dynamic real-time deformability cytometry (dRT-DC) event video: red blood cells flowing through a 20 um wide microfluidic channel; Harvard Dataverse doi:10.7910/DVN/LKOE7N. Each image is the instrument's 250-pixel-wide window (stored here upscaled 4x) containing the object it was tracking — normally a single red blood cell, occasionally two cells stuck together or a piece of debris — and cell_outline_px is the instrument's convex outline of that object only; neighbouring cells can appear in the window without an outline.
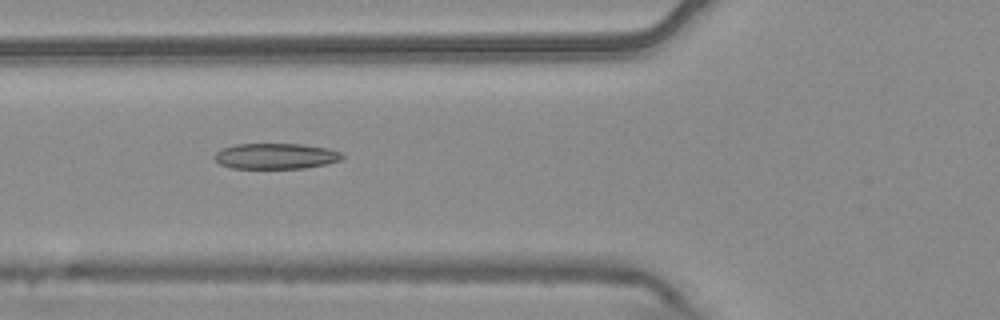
{"species": "common noctule bat (a hibernating species)", "species_latin": "Nyctalus noctula", "temperature_condition": "warm", "stored_images_in_passage": 9, "camera_frame_rate_fps": 3000, "um_per_image_px": 0.085, "animal": {"sex": "male", "body_mass_g": 20.4}, "frame": {"image": 1, "passage_image": 6, "time_ms": 1.667, "image_size_px": [1000, 320], "cell_outline_px": [[344, 156], [340, 160], [324, 164], [304, 168], [232, 168], [220, 164], [212, 156], [216, 152], [224, 148], [236, 144], [304, 144], [328, 148], [340, 152]], "centroid_in_image_um": [23.43, 13.26], "position_along_channel_um": 102.4, "area_um2": 19.02}}
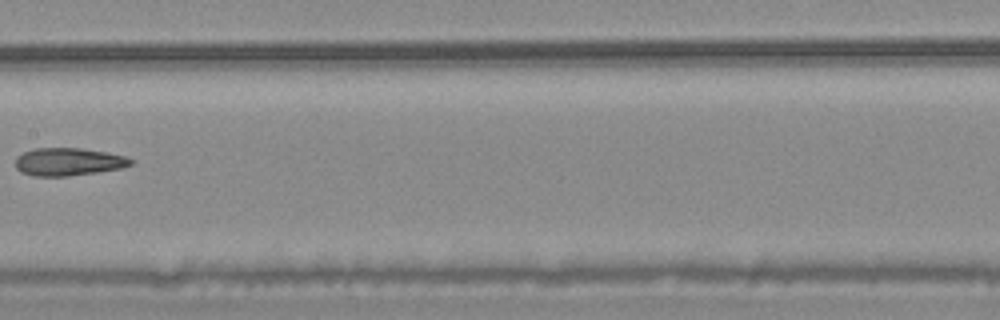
{"frame": {"image": 2, "passage_image": 8, "time_ms": 2.333, "image_size_px": [1000, 320], "cell_outline_px": [[132, 164], [120, 168], [96, 172], [68, 176], [36, 176], [20, 172], [16, 168], [16, 156], [24, 152], [36, 148], [80, 148], [128, 156], [132, 160]], "centroid_in_image_um": [5.79, 13.75], "position_along_channel_um": 201.6, "area_um2": 18.55}}
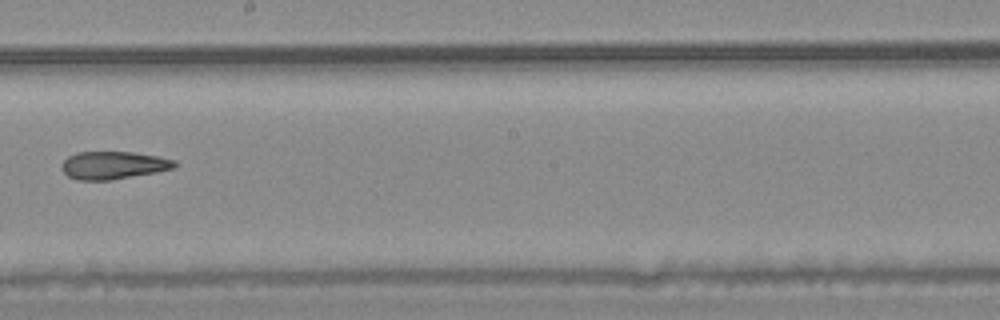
{"frame": {"image": 3, "passage_image": 9, "time_ms": 2.667, "image_size_px": [1000, 320], "cell_outline_px": [[176, 168], [156, 172], [112, 180], [76, 180], [68, 176], [60, 168], [60, 164], [68, 156], [76, 152], [132, 152], [156, 156], [176, 160]], "centroid_in_image_um": [9.61, 14.05], "position_along_channel_um": 238.6, "area_um2": 18.38}}